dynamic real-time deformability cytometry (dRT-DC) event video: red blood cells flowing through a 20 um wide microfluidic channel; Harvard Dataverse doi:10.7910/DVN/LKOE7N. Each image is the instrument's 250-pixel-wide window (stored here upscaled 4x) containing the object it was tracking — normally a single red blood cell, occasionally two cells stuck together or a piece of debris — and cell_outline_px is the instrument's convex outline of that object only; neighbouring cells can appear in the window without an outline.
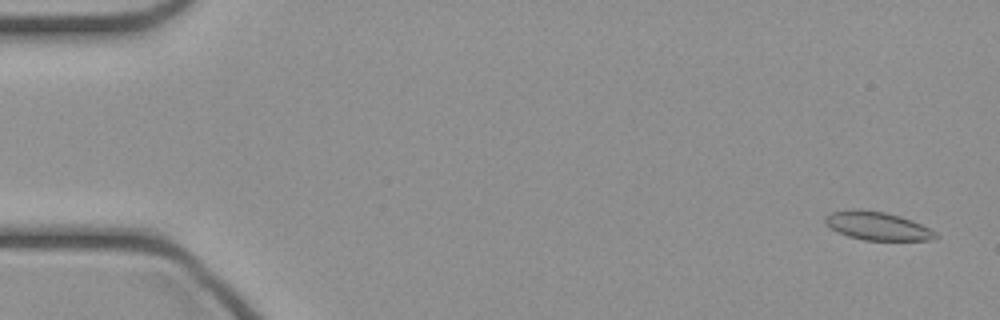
{"species": "common noctule bat (a hibernating species)", "species_latin": "Nyctalus noctula", "temperature_condition": "cold", "stored_images_in_passage": 47, "camera_frame_rate_fps": 3000, "um_per_image_px": 0.085, "animal": {"sex": "female", "body_mass_g": 21.9}, "frame": {"image": 1, "passage_image": 2, "time_ms": 0.333, "image_size_px": [1000, 320], "cell_outline_px": [[940, 236], [936, 240], [864, 240], [848, 236], [836, 232], [824, 220], [824, 216], [832, 212], [856, 208], [884, 212], [900, 216], [912, 220], [936, 232]], "centroid_in_image_um": [74.59, 19.21], "position_along_channel_um": 10.4, "area_um2": 18.26}}
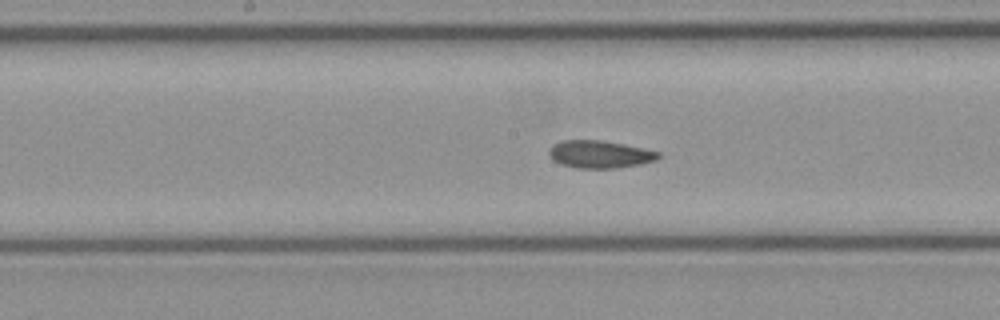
{"frame": {"image": 2, "passage_image": 24, "time_ms": 7.667, "image_size_px": [1000, 320], "cell_outline_px": [[660, 156], [656, 160], [640, 164], [616, 168], [576, 168], [560, 164], [552, 160], [548, 152], [548, 148], [552, 144], [560, 140], [600, 140], [624, 144], [644, 148], [660, 152]], "centroid_in_image_um": [50.94, 13.11], "position_along_channel_um": 197.3, "area_um2": 17.74}}
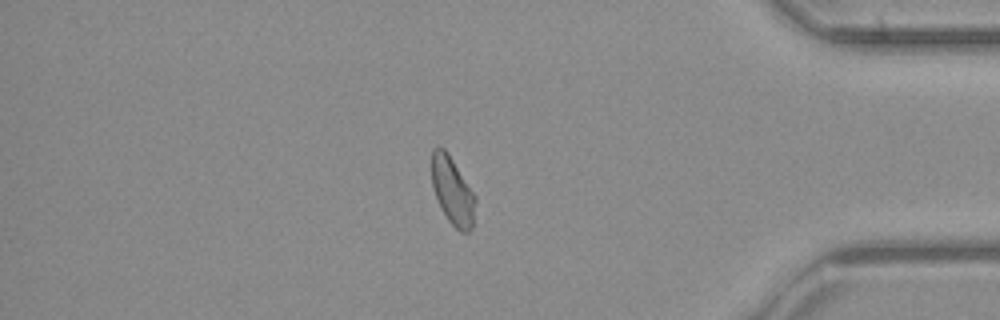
{"frame": {"image": 3, "passage_image": 40, "time_ms": 13.0, "image_size_px": [1000, 320], "cell_outline_px": [[476, 200], [472, 228], [468, 232], [460, 232], [448, 220], [440, 208], [432, 188], [432, 148], [436, 144], [444, 148], [476, 196]], "centroid_in_image_um": [38.45, 16.23], "position_along_channel_um": 396.8, "area_um2": 17.22}}